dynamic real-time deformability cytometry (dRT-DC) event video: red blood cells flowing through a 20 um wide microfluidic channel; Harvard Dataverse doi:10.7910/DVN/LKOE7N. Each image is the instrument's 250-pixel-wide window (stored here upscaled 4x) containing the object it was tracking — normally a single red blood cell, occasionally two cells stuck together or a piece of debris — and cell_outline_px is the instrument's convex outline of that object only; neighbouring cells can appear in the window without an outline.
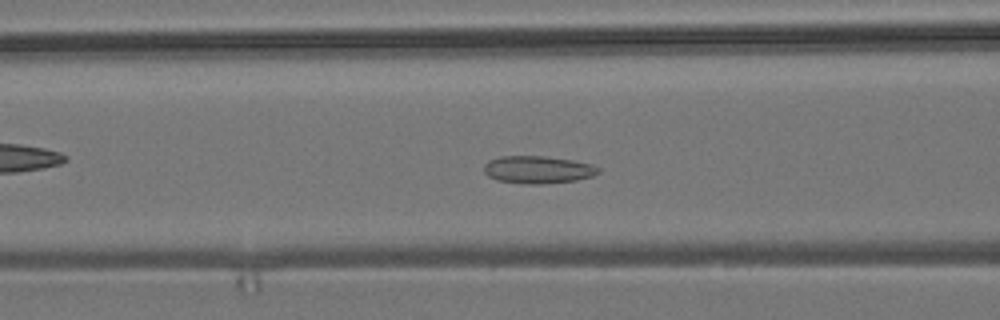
{"species": "common noctule bat (a hibernating species)", "species_latin": "Nyctalus noctula", "temperature_condition": "room temperature", "stored_images_in_passage": 49, "camera_frame_rate_fps": 3000, "um_per_image_px": 0.085, "animal": {"sex": "male", "body_mass_g": 19.2, "forearm_length_mm": 51.8}, "frame": {"image": 1, "passage_image": 21, "time_ms": 6.667, "image_size_px": [1000, 320], "cell_outline_px": [[600, 172], [592, 176], [576, 180], [540, 184], [528, 184], [496, 180], [488, 176], [484, 172], [484, 164], [488, 160], [500, 156], [544, 156], [572, 160], [592, 164], [600, 168]], "centroid_in_image_um": [45.7, 14.41], "position_along_channel_um": 120.9, "area_um2": 18.38}}
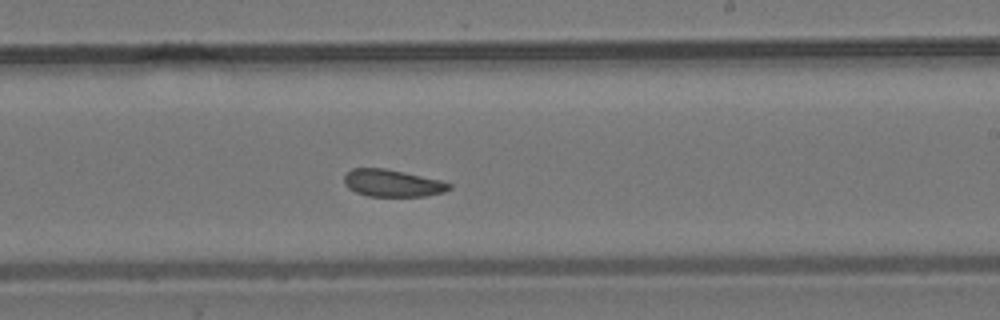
{"frame": {"image": 2, "passage_image": 32, "time_ms": 10.333, "image_size_px": [1000, 320], "cell_outline_px": [[452, 188], [444, 192], [424, 196], [368, 196], [356, 192], [348, 188], [344, 184], [344, 176], [352, 168], [384, 168], [404, 172], [440, 180], [452, 184]], "centroid_in_image_um": [33.35, 15.57], "position_along_channel_um": 255.7, "area_um2": 16.59}}
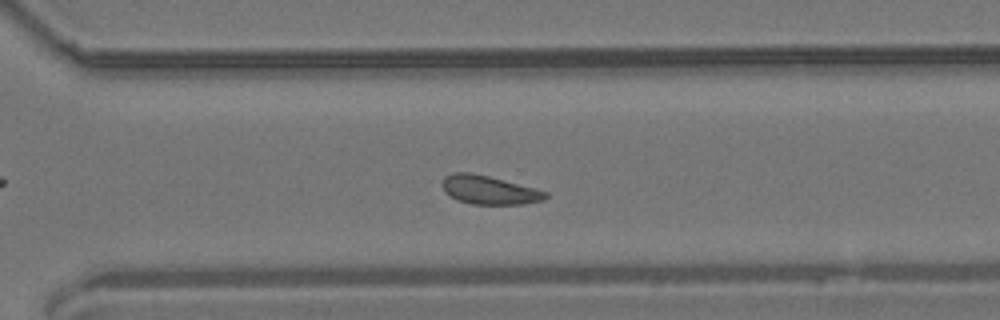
{"frame": {"image": 3, "passage_image": 38, "time_ms": 12.333, "image_size_px": [1000, 320], "cell_outline_px": [[548, 196], [544, 200], [524, 204], [472, 204], [456, 200], [448, 196], [444, 192], [444, 176], [452, 172], [472, 172], [536, 188], [548, 192]], "centroid_in_image_um": [41.58, 16.15], "position_along_channel_um": 329.0, "area_um2": 17.34}, "authors_computed_cell_mechanics": {"area_um2": 17.7446, "velocity_mm_per_s": 3.684, "shape_relaxation_time_tau1_ms": null, "shape_relaxation_time_tau2_ms": 3.3555, "deformation_change_tau1": null, "deformation_change_tau2": 0.0856}}